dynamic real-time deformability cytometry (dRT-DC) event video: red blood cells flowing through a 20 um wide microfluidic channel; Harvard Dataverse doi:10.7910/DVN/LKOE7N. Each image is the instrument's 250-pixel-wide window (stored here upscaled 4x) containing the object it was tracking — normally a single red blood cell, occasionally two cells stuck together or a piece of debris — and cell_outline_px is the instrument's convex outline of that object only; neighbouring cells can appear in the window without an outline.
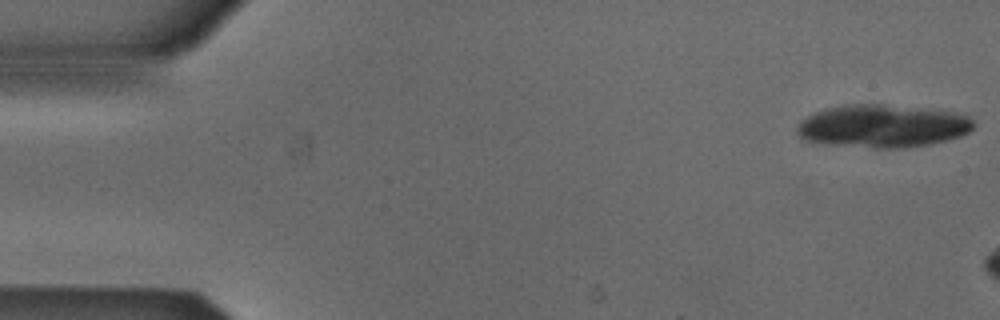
{"species": "Egyptian fruit bat (a non-hibernating species)", "species_latin": "Rousettus aegyptiacus", "temperature_condition": "cold", "stored_images_in_passage": 9, "camera_frame_rate_fps": 3000, "um_per_image_px": 0.085, "animal": {"sex": "male"}, "frame": {"image": 1, "passage_image": 1, "time_ms": 0.0, "image_size_px": [1000, 320], "cell_outline_px": [[976, 124], [968, 132], [960, 136], [948, 140], [928, 144], [904, 148], [876, 148], [824, 144], [804, 140], [796, 132], [796, 128], [808, 116], [824, 108], [844, 104], [880, 104], [952, 112], [968, 116]], "centroid_in_image_um": [75.0, 10.73], "position_along_channel_um": 10.0, "area_um2": 43.93}}